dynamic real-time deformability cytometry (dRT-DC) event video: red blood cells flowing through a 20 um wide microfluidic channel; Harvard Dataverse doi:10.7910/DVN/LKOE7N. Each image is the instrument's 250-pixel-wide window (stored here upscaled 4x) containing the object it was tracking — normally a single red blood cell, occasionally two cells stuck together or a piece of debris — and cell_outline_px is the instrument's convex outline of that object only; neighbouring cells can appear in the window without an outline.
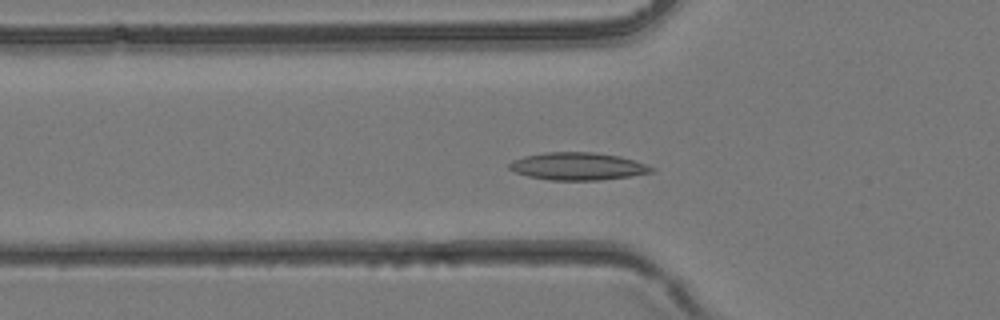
{"species": "common noctule bat (a hibernating species)", "species_latin": "Nyctalus noctula", "temperature_condition": "room temperature", "stored_images_in_passage": 38, "camera_frame_rate_fps": 3000, "um_per_image_px": 0.085, "animal": {"sex": "female", "body_mass_g": 24.6, "forearm_length_mm": 56.2}, "frame": {"image": 1, "passage_image": 13, "time_ms": 4.0, "image_size_px": [1000, 320], "cell_outline_px": [[656, 168], [652, 172], [628, 176], [600, 180], [548, 180], [528, 176], [516, 172], [508, 168], [508, 164], [512, 160], [524, 156], [544, 152], [596, 152], [620, 156]], "centroid_in_image_um": [49.07, 14.13], "position_along_channel_um": 76.7, "area_um2": 22.77}}
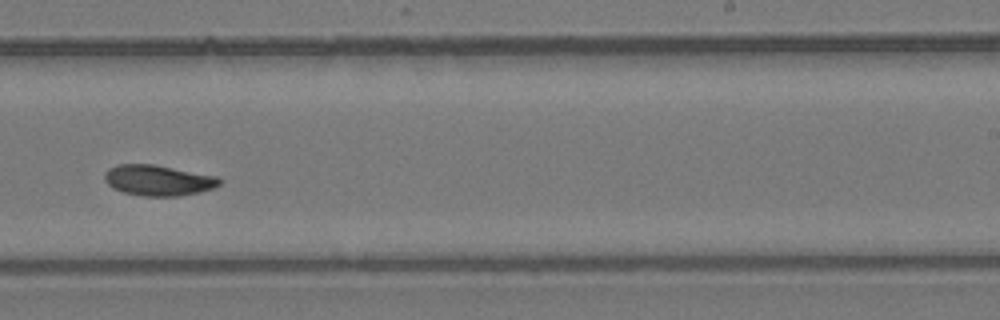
{"frame": {"image": 2, "passage_image": 24, "time_ms": 7.667, "image_size_px": [1000, 320], "cell_outline_px": [[220, 184], [212, 188], [200, 192], [180, 196], [144, 196], [124, 192], [112, 188], [104, 180], [104, 172], [108, 168], [120, 164], [156, 164], [216, 176], [220, 180]], "centroid_in_image_um": [13.41, 15.32], "position_along_channel_um": 275.6, "area_um2": 20.58}}
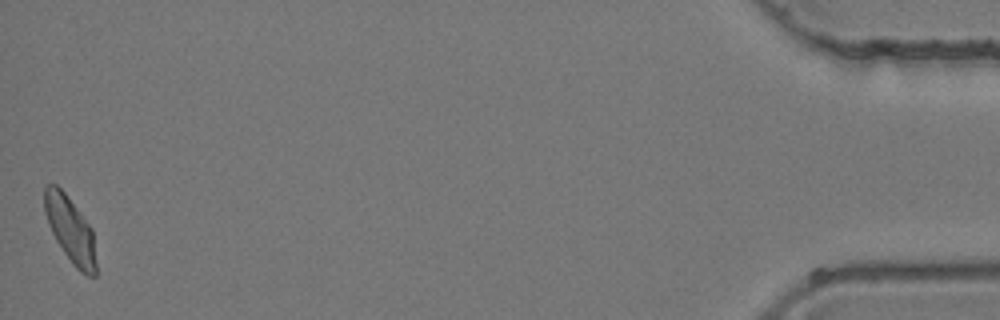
{"frame": {"image": 3, "passage_image": 38, "time_ms": 12.333, "image_size_px": [1000, 320], "cell_outline_px": [[96, 276], [88, 276], [80, 272], [72, 264], [56, 240], [48, 224], [44, 212], [44, 188], [48, 184], [56, 184], [64, 192], [92, 228], [96, 264]], "centroid_in_image_um": [5.97, 19.53], "position_along_channel_um": 429.2, "area_um2": 19.65}}